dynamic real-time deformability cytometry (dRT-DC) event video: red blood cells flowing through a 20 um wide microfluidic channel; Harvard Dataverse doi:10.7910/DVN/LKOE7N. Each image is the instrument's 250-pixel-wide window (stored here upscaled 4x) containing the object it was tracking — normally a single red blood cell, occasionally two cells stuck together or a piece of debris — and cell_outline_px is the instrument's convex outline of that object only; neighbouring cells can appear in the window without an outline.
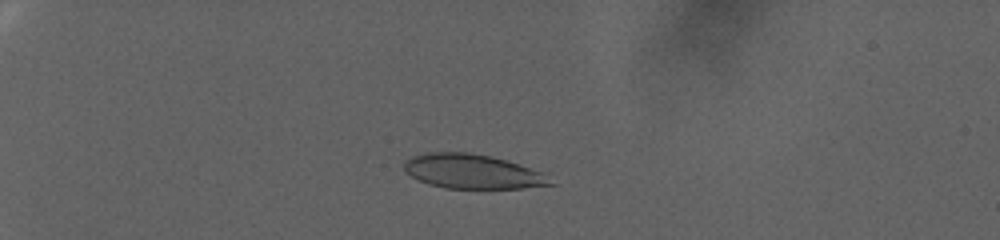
{"species": "human", "species_latin": "Homo sapiens", "temperature_condition": "warm", "stored_images_in_passage": 86, "camera_frame_rate_fps": 3000, "um_per_image_px": 0.085, "donor": {"sex": "female"}, "frame": {"image": 1, "passage_image": 22, "time_ms": 7.0, "image_size_px": [1000, 240], "cell_outline_px": [[556, 184], [520, 188], [444, 188], [428, 184], [416, 180], [404, 172], [404, 164], [412, 156], [428, 152], [468, 152], [492, 156], [544, 172]], "centroid_in_image_um": [40.14, 14.58], "position_along_channel_um": 44.9, "area_um2": 29.42}}
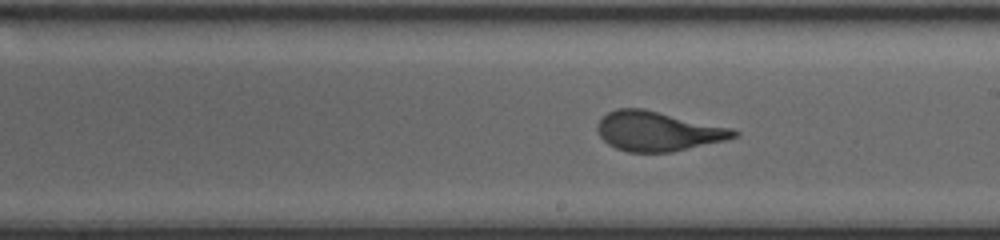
{"frame": {"image": 2, "passage_image": 54, "time_ms": 17.667, "image_size_px": [1000, 240], "cell_outline_px": [[740, 132], [736, 136], [724, 140], [672, 152], [628, 152], [616, 148], [608, 144], [600, 136], [596, 128], [596, 124], [608, 112], [616, 108], [644, 108], [732, 128]], "centroid_in_image_um": [55.89, 11.14], "position_along_channel_um": 233.1, "area_um2": 31.39}}
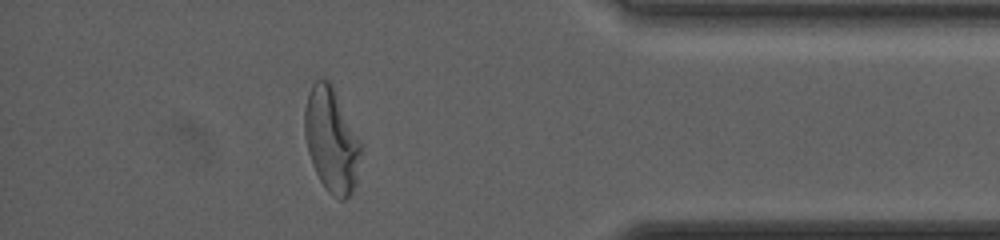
{"frame": {"image": 3, "passage_image": 78, "time_ms": 25.667, "image_size_px": [1000, 240], "cell_outline_px": [[364, 144], [356, 184], [352, 192], [344, 200], [340, 200], [332, 196], [324, 188], [312, 164], [308, 152], [304, 132], [304, 108], [308, 92], [312, 84], [316, 80], [324, 76], [332, 84]], "centroid_in_image_um": [28.2, 11.89], "position_along_channel_um": 407.0, "area_um2": 35.2}, "authors_computed_cell_mechanics": {"area_um2": 31.6166, "velocity_mm_per_s": 2.4255, "shape_relaxation_time_tau1_ms": 7.4591, "shape_relaxation_time_tau2_ms": null, "deformation_change_tau1": 0.2315, "deformation_change_tau2": null}}